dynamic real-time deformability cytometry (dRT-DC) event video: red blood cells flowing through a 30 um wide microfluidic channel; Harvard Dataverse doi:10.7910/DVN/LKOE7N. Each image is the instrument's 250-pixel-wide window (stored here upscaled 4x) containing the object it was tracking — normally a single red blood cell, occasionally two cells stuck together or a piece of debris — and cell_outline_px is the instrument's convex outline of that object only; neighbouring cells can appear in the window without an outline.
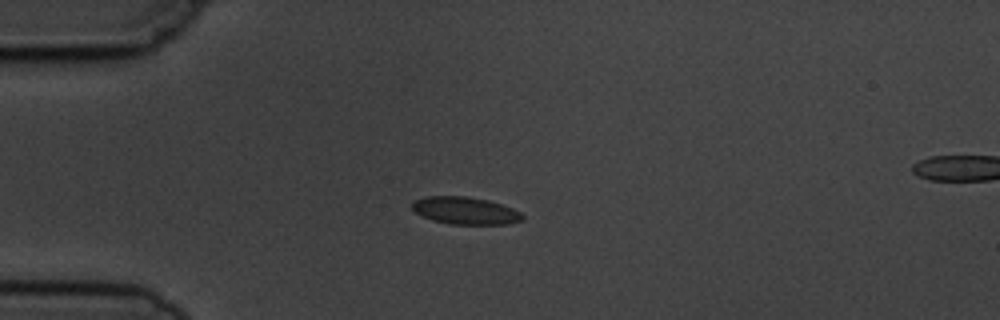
{"species": "common noctule bat (a hibernating species)", "species_latin": "Nyctalus noctula", "temperature_condition": "cold", "stored_images_in_passage": 8, "camera_frame_rate_fps": 3000, "um_per_image_px": 0.085, "animal": {"sex": "male", "body_mass_g": 19.5, "forearm_length_mm": 54.6}, "frame": {"image": 1, "passage_image": 3, "time_ms": 2.0, "image_size_px": [1000, 320], "cell_outline_px": [[524, 220], [508, 224], [448, 224], [432, 220], [416, 212], [412, 208], [412, 204], [416, 200], [428, 196], [468, 196], [488, 200], [512, 208], [520, 212], [524, 216]], "centroid_in_image_um": [39.58, 17.91], "position_along_channel_um": 45.4, "area_um2": 17.51}}
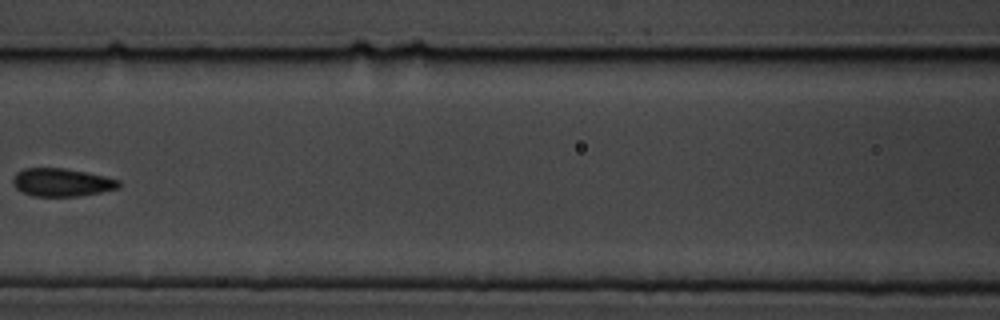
{"frame": {"image": 2, "passage_image": 6, "time_ms": 5.667, "image_size_px": [1000, 320], "cell_outline_px": [[120, 188], [100, 192], [76, 196], [32, 196], [16, 188], [12, 184], [12, 180], [16, 172], [24, 168], [64, 168], [88, 172], [120, 180]], "centroid_in_image_um": [5.24, 15.49], "position_along_channel_um": 161.4, "area_um2": 17.34}}
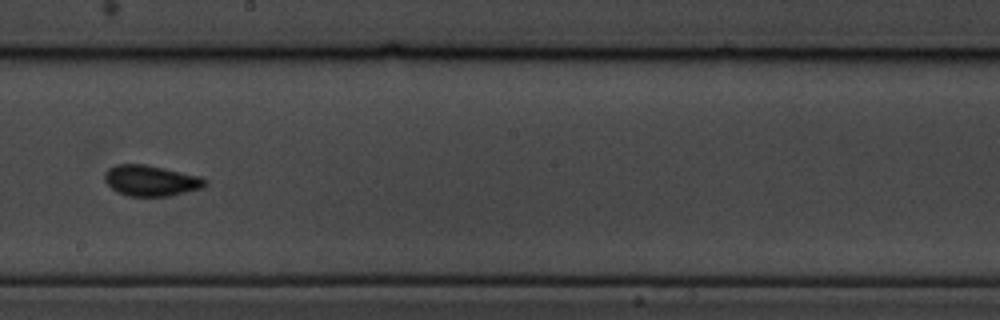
{"frame": {"image": 3, "passage_image": 8, "time_ms": 7.667, "image_size_px": [1000, 320], "cell_outline_px": [[208, 184], [204, 188], [168, 196], [128, 196], [116, 192], [104, 180], [104, 172], [108, 168], [116, 164], [144, 164], [164, 168], [200, 176], [208, 180]], "centroid_in_image_um": [12.84, 15.35], "position_along_channel_um": 235.4, "area_um2": 18.21}}